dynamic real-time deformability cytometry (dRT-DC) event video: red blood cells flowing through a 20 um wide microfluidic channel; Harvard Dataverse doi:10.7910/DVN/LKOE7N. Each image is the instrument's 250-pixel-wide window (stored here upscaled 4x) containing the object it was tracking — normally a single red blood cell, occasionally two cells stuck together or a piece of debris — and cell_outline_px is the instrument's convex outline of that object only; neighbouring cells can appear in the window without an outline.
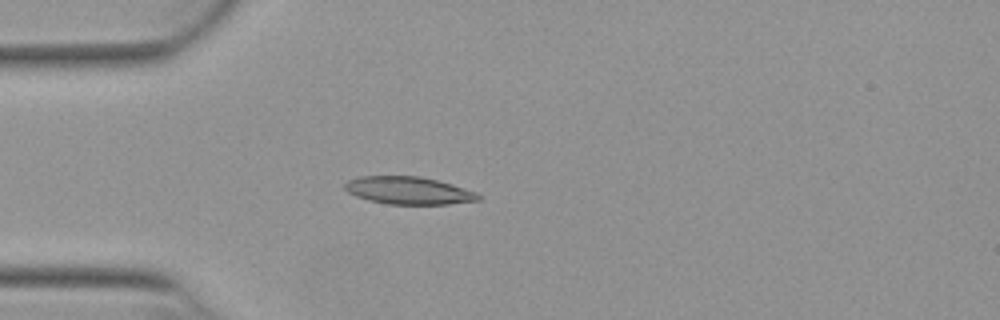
{"species": "Egyptian fruit bat (a non-hibernating species)", "species_latin": "Rousettus aegyptiacus", "temperature_condition": "warm", "stored_images_in_passage": 40, "camera_frame_rate_fps": 3000, "um_per_image_px": 0.085, "animal": {"sex": "female"}, "frame": {"image": 1, "passage_image": 1, "time_ms": 0.0, "image_size_px": [1000, 320], "cell_outline_px": [[480, 200], [448, 204], [388, 204], [368, 200], [356, 196], [348, 192], [344, 188], [344, 184], [348, 180], [360, 176], [420, 176], [452, 184], [476, 192], [480, 196]], "centroid_in_image_um": [34.71, 16.19], "position_along_channel_um": 50.3, "area_um2": 21.39}}
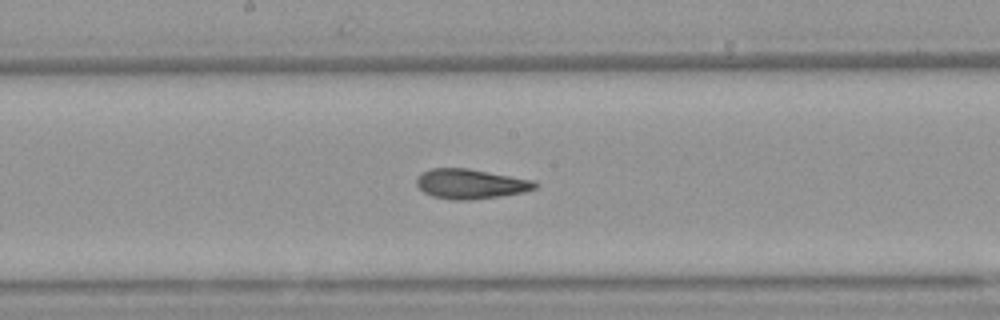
{"frame": {"image": 2, "passage_image": 14, "time_ms": 4.333, "image_size_px": [1000, 320], "cell_outline_px": [[540, 184], [536, 188], [524, 192], [500, 196], [472, 200], [452, 200], [432, 196], [424, 192], [416, 184], [416, 180], [420, 172], [432, 168], [468, 168], [536, 180]], "centroid_in_image_um": [40.03, 15.62], "position_along_channel_um": 208.2, "area_um2": 20.87}}
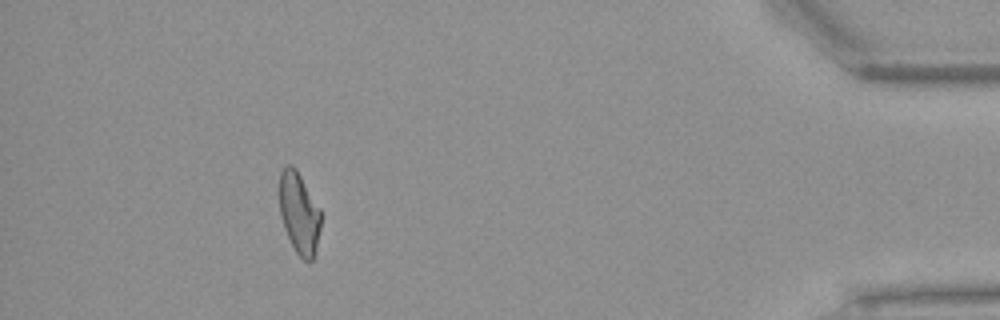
{"frame": {"image": 3, "passage_image": 34, "time_ms": 11.0, "image_size_px": [1000, 320], "cell_outline_px": [[320, 228], [316, 252], [312, 260], [304, 260], [296, 252], [284, 228], [280, 216], [280, 172], [288, 164], [292, 164], [296, 168], [320, 208]], "centroid_in_image_um": [25.43, 18.1], "position_along_channel_um": 409.8, "area_um2": 19.54}, "authors_computed_cell_mechanics": {"area_um2": 20.3456, "velocity_mm_per_s": 3.8931, "shape_relaxation_time_tau1_ms": null, "shape_relaxation_time_tau2_ms": 2.0265, "deformation_change_tau1": null, "deformation_change_tau2": 0.0998}}